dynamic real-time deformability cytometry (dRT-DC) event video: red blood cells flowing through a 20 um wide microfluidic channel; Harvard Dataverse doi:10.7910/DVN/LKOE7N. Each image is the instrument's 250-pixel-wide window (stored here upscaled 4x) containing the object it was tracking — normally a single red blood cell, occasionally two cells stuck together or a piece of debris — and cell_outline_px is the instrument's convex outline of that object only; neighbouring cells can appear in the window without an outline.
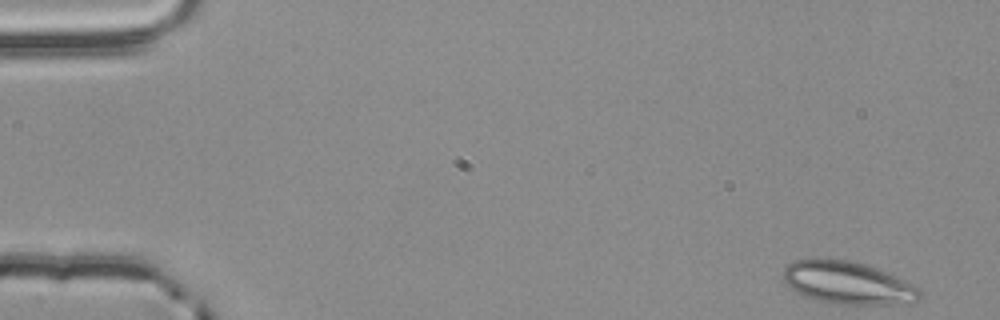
{"species": "common noctule bat (a hibernating species)", "species_latin": "Nyctalus noctula", "temperature_condition": "room temperature", "stored_images_in_passage": 53, "camera_frame_rate_fps": 3000, "um_per_image_px": 0.085, "animal": {"sex": "male", "body_mass_g": 20.4}, "frame": {"image": 1, "passage_image": 1, "time_ms": 0.0, "image_size_px": [1000, 320], "cell_outline_px": [[920, 296], [916, 300], [888, 304], [840, 304], [816, 300], [804, 296], [784, 284], [784, 268], [792, 260], [852, 260], [868, 264], [896, 276], [920, 288]], "centroid_in_image_um": [72.03, 24.03], "position_along_channel_um": 13.0, "area_um2": 33.47}}
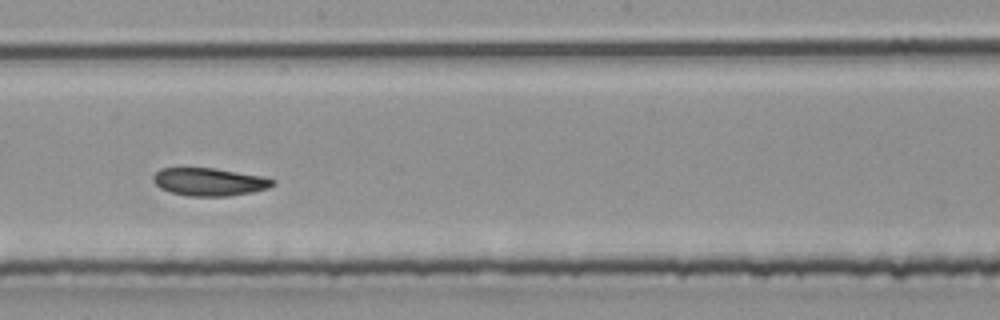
{"frame": {"image": 2, "passage_image": 29, "time_ms": 9.333, "image_size_px": [1000, 320], "cell_outline_px": [[276, 184], [268, 188], [252, 192], [228, 196], [188, 196], [172, 192], [160, 188], [152, 180], [152, 176], [160, 168], [216, 168], [268, 176], [276, 180]], "centroid_in_image_um": [17.86, 15.44], "position_along_channel_um": 230.3, "area_um2": 19.71}}
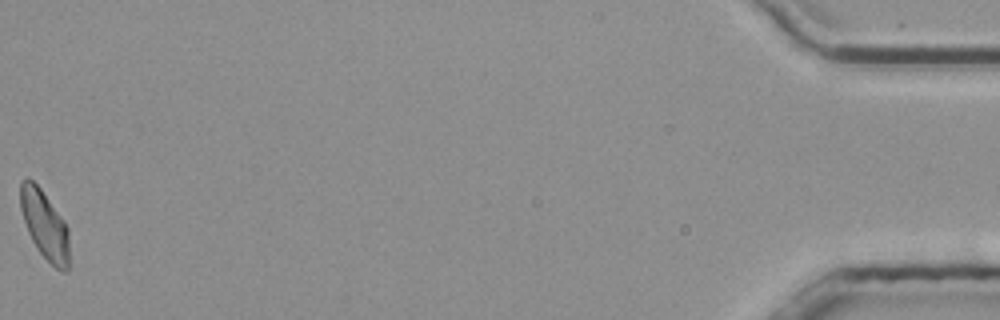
{"frame": {"image": 3, "passage_image": 53, "time_ms": 17.333, "image_size_px": [1000, 320], "cell_outline_px": [[68, 272], [64, 272], [56, 268], [40, 252], [32, 240], [28, 232], [20, 208], [20, 180], [32, 180], [40, 188], [64, 220], [68, 228]], "centroid_in_image_um": [3.8, 19.11], "position_along_channel_um": 431.4, "area_um2": 19.19}, "authors_computed_cell_mechanics": {"area_um2": 20.0566, "velocity_mm_per_s": 3.8232, "shape_relaxation_time_tau1_ms": 3.043, "shape_relaxation_time_tau2_ms": 2.7868, "deformation_change_tau1": 0.1087, "deformation_change_tau2": 0.0908}}